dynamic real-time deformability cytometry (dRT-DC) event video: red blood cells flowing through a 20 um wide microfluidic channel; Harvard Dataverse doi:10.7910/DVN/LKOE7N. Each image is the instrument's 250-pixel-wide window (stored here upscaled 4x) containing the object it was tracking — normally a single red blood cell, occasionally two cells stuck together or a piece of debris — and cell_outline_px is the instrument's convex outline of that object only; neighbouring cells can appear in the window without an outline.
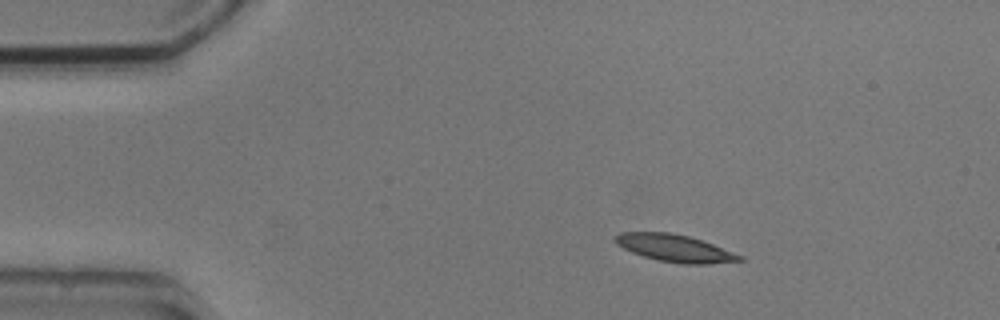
{"species": "common noctule bat (a hibernating species)", "species_latin": "Nyctalus noctula", "temperature_condition": "cold", "stored_images_in_passage": 3, "camera_frame_rate_fps": 3000, "um_per_image_px": 0.085, "animal": {"sex": "male", "body_mass_g": 20.5, "forearm_length_mm": 52.5}, "frame": {"image": 1, "passage_image": 1, "time_ms": 0.0, "image_size_px": [1000, 320], "cell_outline_px": [[744, 260], [708, 264], [684, 264], [660, 260], [644, 256], [632, 252], [616, 244], [612, 240], [620, 232], [668, 232], [688, 236], [712, 244], [744, 256]], "centroid_in_image_um": [57.35, 21.09], "position_along_channel_um": 27.6, "area_um2": 19.54}}
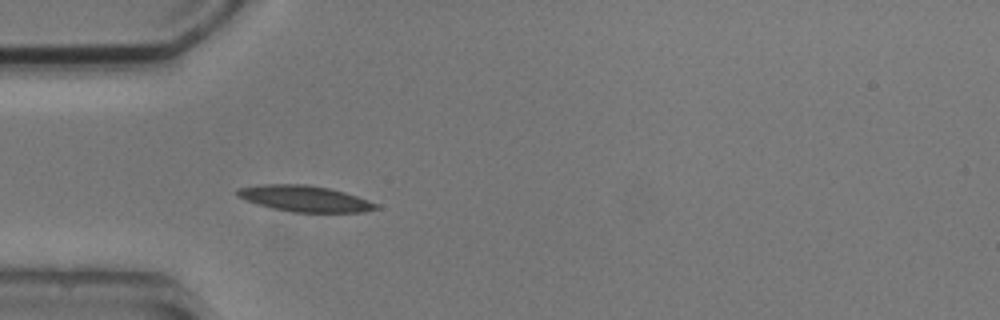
{"frame": {"image": 2, "passage_image": 3, "time_ms": 2.333, "image_size_px": [1000, 320], "cell_outline_px": [[380, 208], [364, 212], [292, 212], [272, 208], [236, 196], [236, 188], [260, 184], [308, 184], [328, 188], [344, 192], [380, 204]], "centroid_in_image_um": [25.92, 16.87], "position_along_channel_um": 59.1, "area_um2": 21.04}}